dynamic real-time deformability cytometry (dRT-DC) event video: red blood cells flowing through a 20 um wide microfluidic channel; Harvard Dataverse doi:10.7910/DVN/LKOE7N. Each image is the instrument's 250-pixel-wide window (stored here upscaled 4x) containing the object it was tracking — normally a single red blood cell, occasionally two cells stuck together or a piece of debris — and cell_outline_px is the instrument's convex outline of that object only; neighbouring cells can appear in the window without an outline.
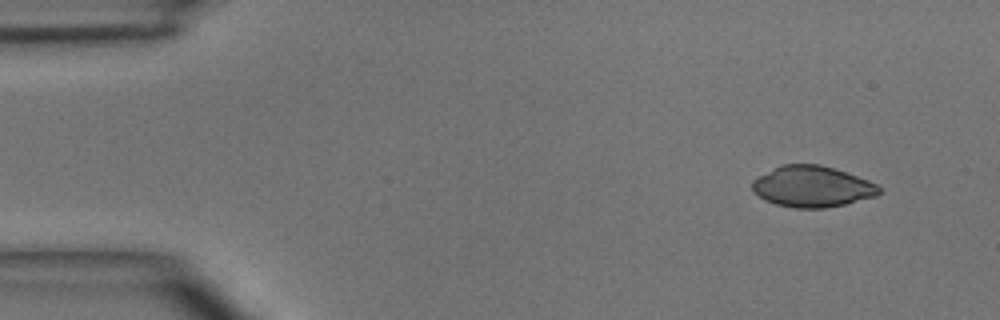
{"species": "common noctule bat (a hibernating species)", "species_latin": "Nyctalus noctula", "temperature_condition": "room temperature", "stored_images_in_passage": 5, "camera_frame_rate_fps": 3000, "um_per_image_px": 0.085, "animal": {"sex": "male", "body_mass_g": 15.6}, "frame": {"image": 1, "passage_image": 1, "time_ms": 0.0, "image_size_px": [1000, 320], "cell_outline_px": [[880, 192], [876, 196], [844, 204], [824, 208], [796, 208], [776, 204], [764, 200], [752, 192], [752, 180], [780, 164], [820, 164], [868, 180], [876, 184], [880, 188]], "centroid_in_image_um": [68.99, 15.86], "position_along_channel_um": 16.0, "area_um2": 30.23}}